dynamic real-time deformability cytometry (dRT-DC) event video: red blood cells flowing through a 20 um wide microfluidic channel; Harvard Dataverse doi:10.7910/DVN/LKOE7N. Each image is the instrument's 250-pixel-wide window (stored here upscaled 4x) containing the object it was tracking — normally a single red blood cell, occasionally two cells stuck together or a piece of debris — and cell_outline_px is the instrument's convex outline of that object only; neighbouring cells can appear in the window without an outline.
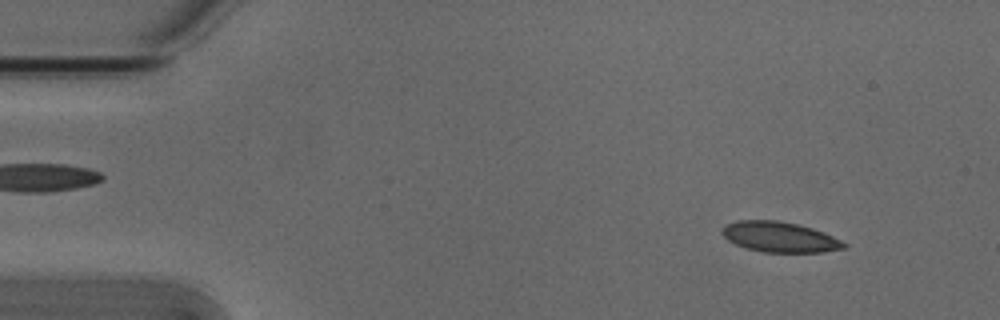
{"species": "Egyptian fruit bat (a non-hibernating species)", "species_latin": "Rousettus aegyptiacus", "temperature_condition": "cold", "stored_images_in_passage": 53, "camera_frame_rate_fps": 3000, "um_per_image_px": 0.085, "animal": {"sex": "male"}, "frame": {"image": 1, "passage_image": 5, "time_ms": 1.333, "image_size_px": [1000, 320], "cell_outline_px": [[848, 248], [824, 252], [764, 252], [748, 248], [736, 244], [728, 240], [720, 232], [724, 224], [736, 220], [776, 220], [796, 224], [812, 228], [824, 232], [848, 244]], "centroid_in_image_um": [66.28, 20.14], "position_along_channel_um": 18.7, "area_um2": 21.62}}
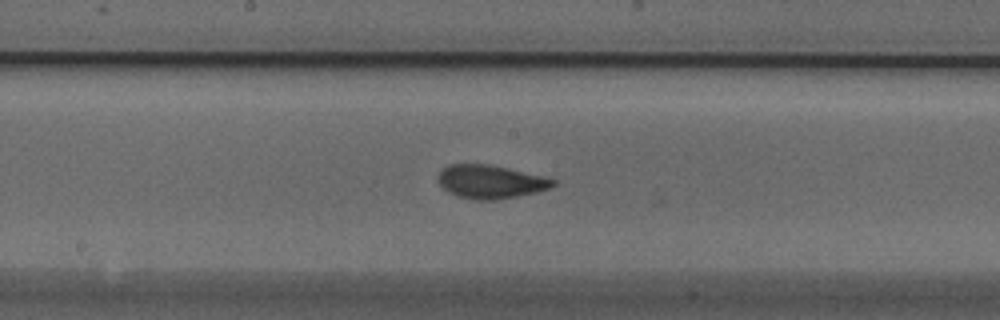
{"frame": {"image": 2, "passage_image": 27, "time_ms": 8.667, "image_size_px": [1000, 320], "cell_outline_px": [[556, 184], [548, 188], [536, 192], [516, 196], [492, 200], [476, 200], [456, 196], [448, 192], [436, 180], [440, 172], [448, 164], [488, 164], [508, 168], [556, 180]], "centroid_in_image_um": [41.64, 15.45], "position_along_channel_um": 206.6, "area_um2": 22.14}}
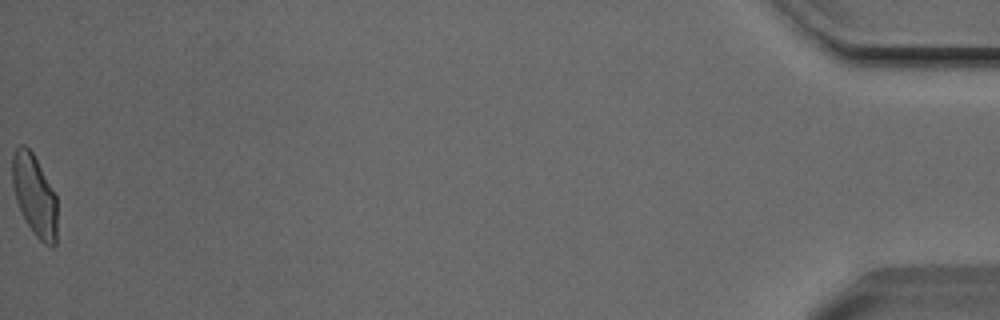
{"frame": {"image": 3, "passage_image": 53, "time_ms": 17.333, "image_size_px": [1000, 320], "cell_outline_px": [[56, 244], [52, 248], [44, 244], [32, 232], [16, 200], [12, 184], [12, 156], [16, 148], [20, 144], [24, 144], [32, 152], [56, 196]], "centroid_in_image_um": [2.93, 16.61], "position_along_channel_um": 432.3, "area_um2": 20.98}, "authors_computed_cell_mechanics": {"area_um2": 22.0218, "velocity_mm_per_s": 3.8277, "shape_relaxation_time_tau1_ms": 4.0134, "shape_relaxation_time_tau2_ms": 1.0556, "deformation_change_tau1": 0.1393, "deformation_change_tau2": 0.0423}}